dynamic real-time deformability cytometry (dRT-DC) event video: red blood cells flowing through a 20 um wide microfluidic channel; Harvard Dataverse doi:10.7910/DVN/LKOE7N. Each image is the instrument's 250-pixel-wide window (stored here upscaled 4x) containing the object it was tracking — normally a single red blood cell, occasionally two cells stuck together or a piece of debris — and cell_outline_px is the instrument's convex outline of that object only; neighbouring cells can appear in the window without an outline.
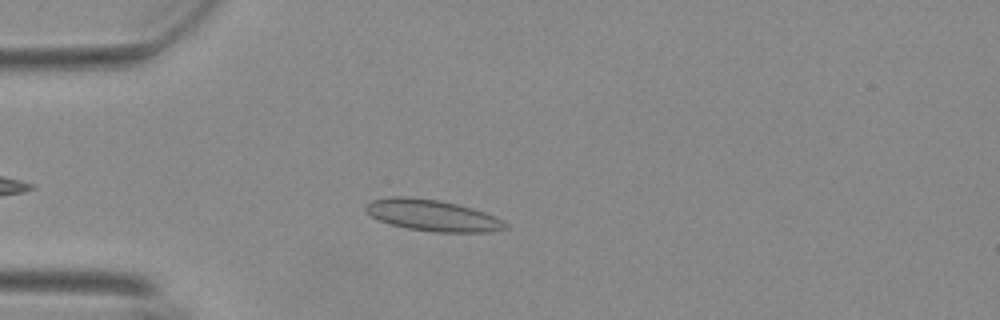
{"species": "Egyptian fruit bat (a non-hibernating species)", "species_latin": "Rousettus aegyptiacus", "temperature_condition": "warm", "stored_images_in_passage": 41, "camera_frame_rate_fps": 3000, "um_per_image_px": 0.085, "animal": {"sex": "female"}, "frame": {"image": 1, "passage_image": 8, "time_ms": 2.333, "image_size_px": [1000, 320], "cell_outline_px": [[508, 228], [488, 232], [436, 232], [408, 228], [392, 224], [380, 220], [372, 216], [364, 208], [364, 204], [368, 200], [392, 196], [408, 196], [440, 200], [472, 208], [484, 212], [508, 224]], "centroid_in_image_um": [36.71, 18.29], "position_along_channel_um": 48.3, "area_um2": 25.37}}
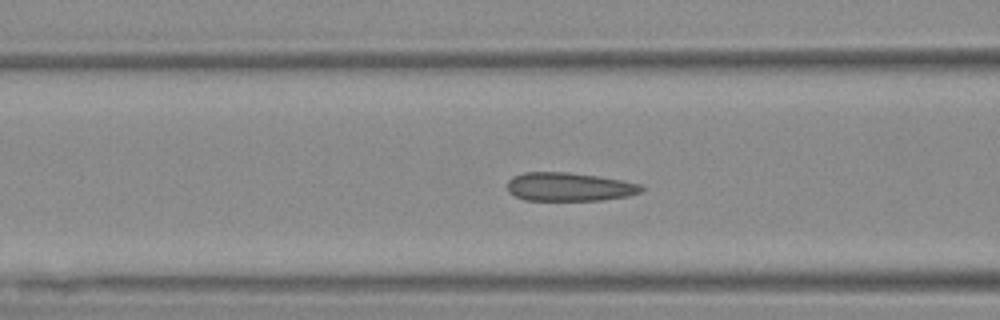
{"frame": {"image": 2, "passage_image": 15, "time_ms": 4.667, "image_size_px": [1000, 320], "cell_outline_px": [[644, 188], [640, 192], [628, 196], [600, 200], [524, 200], [508, 192], [508, 180], [512, 176], [524, 172], [568, 172], [596, 176], [644, 184]], "centroid_in_image_um": [48.38, 15.88], "position_along_channel_um": 118.2, "area_um2": 22.31}}
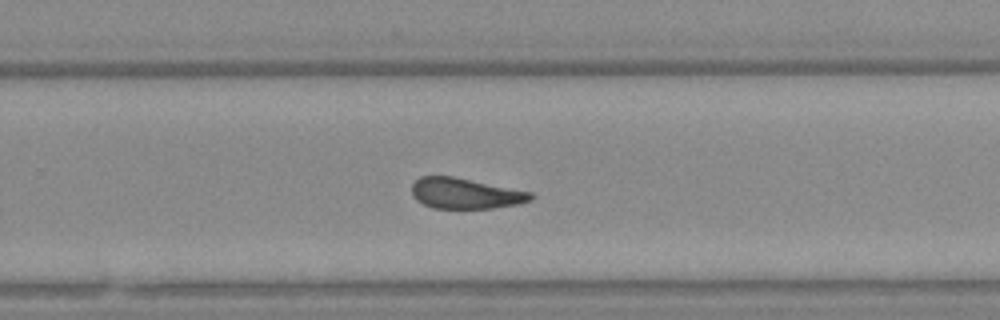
{"frame": {"image": 3, "passage_image": 29, "time_ms": 9.333, "image_size_px": [1000, 320], "cell_outline_px": [[536, 196], [532, 200], [516, 204], [492, 208], [432, 208], [416, 200], [412, 196], [412, 184], [420, 176], [452, 176], [532, 192]], "centroid_in_image_um": [39.55, 16.44], "position_along_channel_um": 290.3, "area_um2": 21.21}, "authors_computed_cell_mechanics": {"area_um2": 22.542, "velocity_mm_per_s": 3.6973, "shape_relaxation_time_tau1_ms": 7.5502, "shape_relaxation_time_tau2_ms": 1.1745, "deformation_change_tau1": 0.1318, "deformation_change_tau2": 0.0748}}